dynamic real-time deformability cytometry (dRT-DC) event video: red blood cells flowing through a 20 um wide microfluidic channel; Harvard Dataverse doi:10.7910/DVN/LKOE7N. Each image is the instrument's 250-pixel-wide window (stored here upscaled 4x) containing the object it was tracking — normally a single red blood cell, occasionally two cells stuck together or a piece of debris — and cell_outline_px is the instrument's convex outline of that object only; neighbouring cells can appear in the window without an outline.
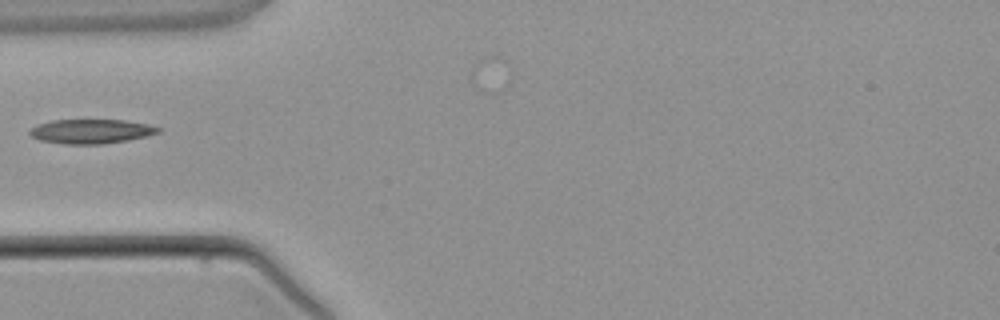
{"species": "common noctule bat (a hibernating species)", "species_latin": "Nyctalus noctula", "temperature_condition": "warm", "stored_images_in_passage": 3, "camera_frame_rate_fps": 3000, "um_per_image_px": 0.085, "animal": {"sex": "male", "body_mass_g": 21.5, "forearm_length_mm": 52.0}, "frame": {"image": 1, "passage_image": 3, "time_ms": 2.333, "image_size_px": [1000, 320], "cell_outline_px": [[160, 132], [148, 136], [128, 140], [104, 144], [64, 144], [40, 140], [32, 136], [28, 132], [36, 124], [52, 120], [124, 120], [148, 124], [160, 128]], "centroid_in_image_um": [7.75, 11.16], "position_along_channel_um": 77.3, "area_um2": 18.26}}